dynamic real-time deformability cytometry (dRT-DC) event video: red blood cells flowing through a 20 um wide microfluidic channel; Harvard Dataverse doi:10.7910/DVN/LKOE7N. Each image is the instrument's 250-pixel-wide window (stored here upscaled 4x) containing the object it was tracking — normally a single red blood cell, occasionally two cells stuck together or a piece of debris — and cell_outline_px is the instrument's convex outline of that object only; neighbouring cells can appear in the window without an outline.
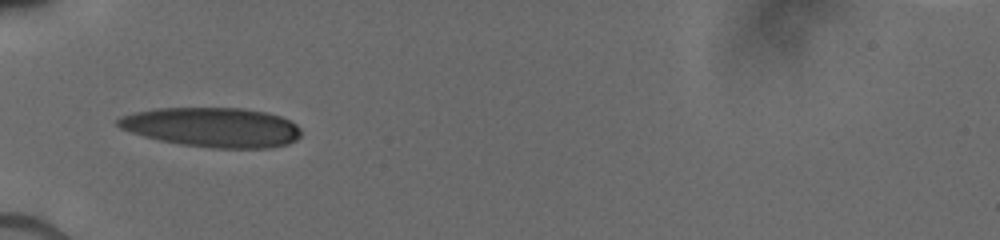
{"species": "human", "species_latin": "Homo sapiens", "temperature_condition": "cold", "stored_images_in_passage": 20, "camera_frame_rate_fps": 3000, "um_per_image_px": 0.085, "donor": {"sex": "male"}, "frame": {"image": 1, "passage_image": 1, "time_ms": 0.0, "image_size_px": [1000, 240], "cell_outline_px": [[300, 136], [296, 140], [288, 144], [268, 148], [212, 148], [180, 144], [160, 140], [144, 136], [120, 128], [116, 124], [116, 120], [120, 116], [132, 112], [156, 108], [244, 108], [268, 112], [280, 116], [296, 124], [300, 128]], "centroid_in_image_um": [18.05, 10.81], "position_along_channel_um": 67.0, "area_um2": 42.43}}
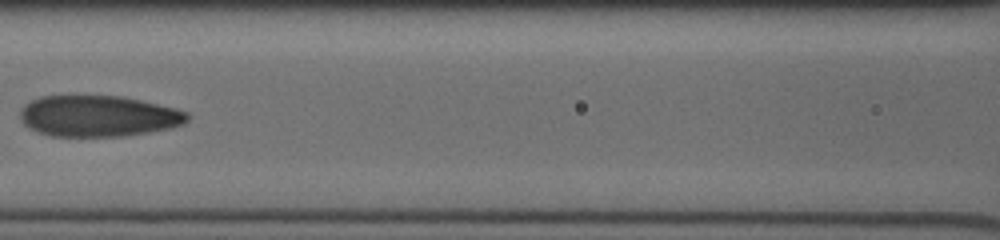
{"frame": {"image": 2, "passage_image": 10, "time_ms": 2.333, "image_size_px": [1000, 240], "cell_outline_px": [[188, 120], [184, 124], [168, 128], [148, 132], [124, 136], [52, 136], [28, 128], [20, 120], [20, 108], [28, 100], [40, 96], [72, 92], [124, 96], [176, 108], [188, 112]], "centroid_in_image_um": [8.28, 9.8], "position_along_channel_um": 158.3, "area_um2": 41.5}}
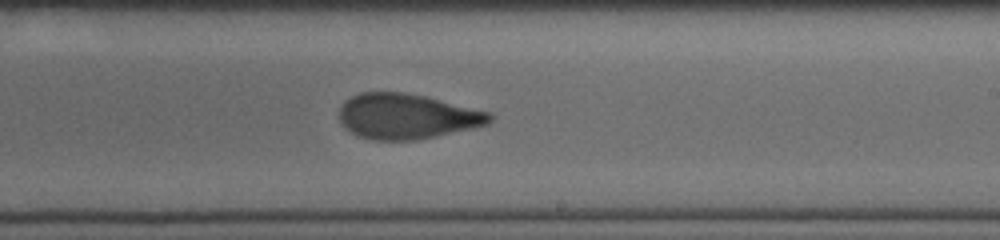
{"frame": {"image": 3, "passage_image": 18, "time_ms": 4.667, "image_size_px": [1000, 240], "cell_outline_px": [[496, 116], [488, 124], [472, 128], [436, 136], [416, 140], [372, 140], [356, 136], [344, 128], [340, 120], [340, 104], [344, 100], [360, 92], [404, 92], [424, 96], [492, 112]], "centroid_in_image_um": [34.57, 9.89], "position_along_channel_um": 254.4, "area_um2": 40.0}}